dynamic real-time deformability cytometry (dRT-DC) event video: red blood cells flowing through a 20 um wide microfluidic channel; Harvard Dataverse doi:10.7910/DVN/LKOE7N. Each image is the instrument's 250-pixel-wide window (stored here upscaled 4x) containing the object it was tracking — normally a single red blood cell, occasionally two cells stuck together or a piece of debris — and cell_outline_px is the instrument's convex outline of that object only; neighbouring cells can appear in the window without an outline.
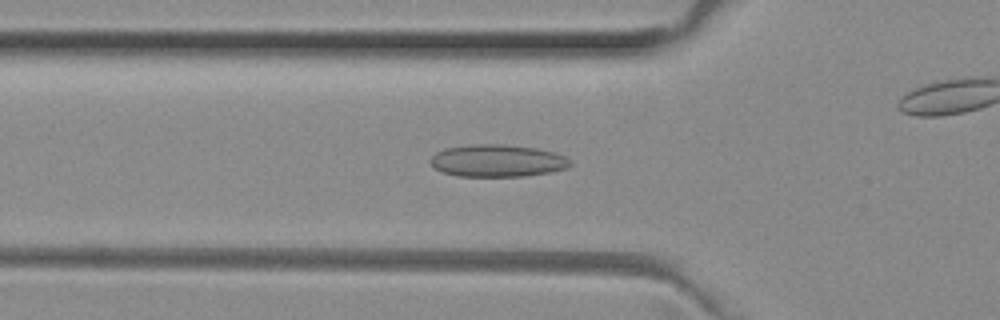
{"species": "common noctule bat (a hibernating species)", "species_latin": "Nyctalus noctula", "temperature_condition": "room temperature", "stored_images_in_passage": 40, "camera_frame_rate_fps": 3000, "um_per_image_px": 0.085, "animal": {"sex": "female", "body_mass_g": 29.2, "forearm_length_mm": 56.3}, "frame": {"image": 1, "passage_image": 9, "time_ms": 2.667, "image_size_px": [1000, 320], "cell_outline_px": [[572, 164], [568, 168], [548, 172], [524, 176], [456, 176], [444, 172], [436, 168], [428, 160], [436, 152], [444, 148], [476, 144], [500, 144], [536, 148], [552, 152], [564, 156], [572, 160]], "centroid_in_image_um": [42.28, 13.66], "position_along_channel_um": 83.5, "area_um2": 26.18}}
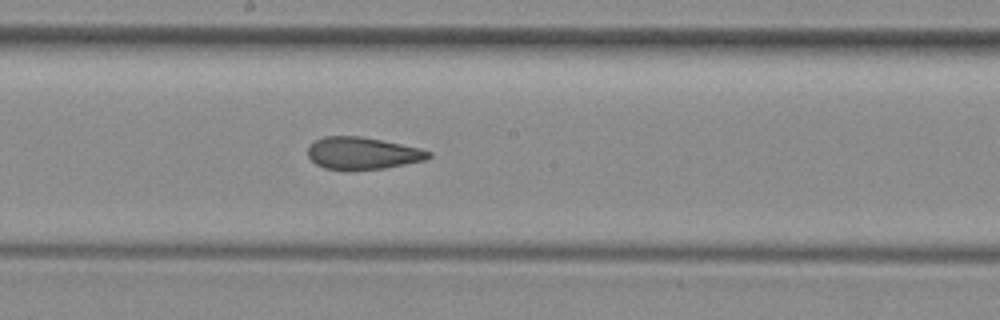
{"frame": {"image": 2, "passage_image": 19, "time_ms": 6.0, "image_size_px": [1000, 320], "cell_outline_px": [[432, 156], [424, 160], [384, 168], [324, 168], [316, 164], [308, 156], [308, 148], [316, 140], [324, 136], [360, 136], [420, 148], [432, 152]], "centroid_in_image_um": [30.83, 13.0], "position_along_channel_um": 217.4, "area_um2": 21.96}}
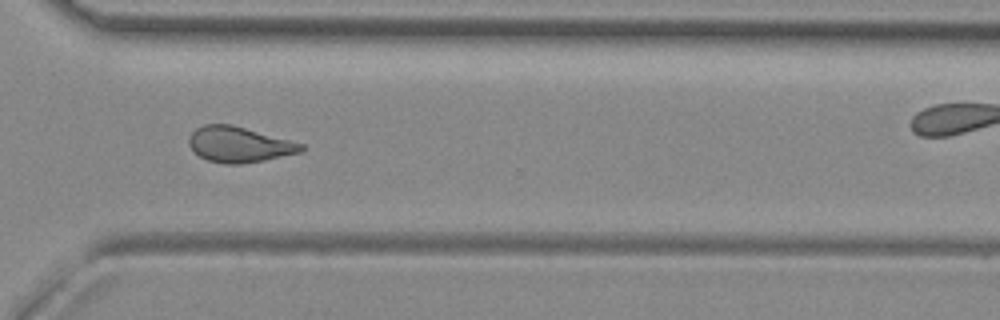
{"frame": {"image": 3, "passage_image": 29, "time_ms": 9.333, "image_size_px": [1000, 320], "cell_outline_px": [[304, 148], [300, 152], [264, 160], [240, 164], [224, 164], [208, 160], [200, 156], [188, 144], [188, 136], [196, 128], [204, 124], [232, 124], [304, 144]], "centroid_in_image_um": [20.3, 12.27], "position_along_channel_um": 350.3, "area_um2": 23.12}, "authors_computed_cell_mechanics": {"area_um2": 23.12, "velocity_mm_per_s": 3.9865, "shape_relaxation_time_tau1_ms": null, "shape_relaxation_time_tau2_ms": 1.8677, "deformation_change_tau1": null, "deformation_change_tau2": 0.0876}}